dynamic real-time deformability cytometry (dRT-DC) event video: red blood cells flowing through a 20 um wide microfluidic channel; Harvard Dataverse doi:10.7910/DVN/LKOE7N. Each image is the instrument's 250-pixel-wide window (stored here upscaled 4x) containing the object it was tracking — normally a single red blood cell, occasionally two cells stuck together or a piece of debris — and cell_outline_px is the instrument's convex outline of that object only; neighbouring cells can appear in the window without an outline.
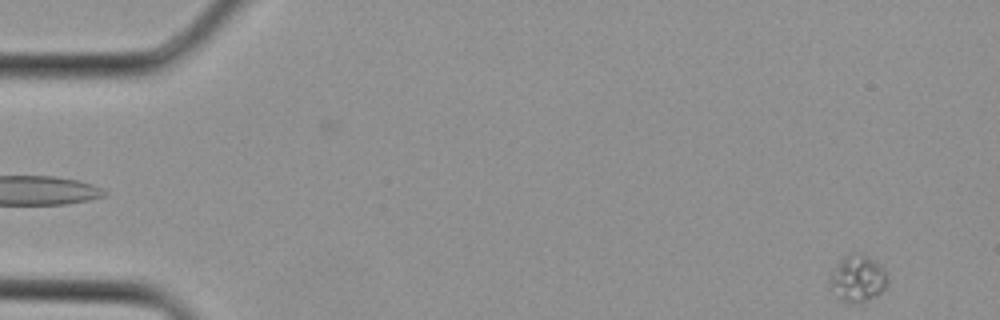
{"species": "Egyptian fruit bat (a non-hibernating species)", "species_latin": "Rousettus aegyptiacus", "temperature_condition": "cold", "stored_images_in_passage": 3, "camera_frame_rate_fps": 3000, "um_per_image_px": 0.085, "animal": {"sex": "female"}, "frame": {"image": 1, "passage_image": 3, "time_ms": 0.667, "image_size_px": [1000, 320], "cell_outline_px": [[888, 284], [880, 292], [856, 304], [844, 304], [828, 288], [828, 280], [832, 272], [840, 260], [844, 256], [852, 252], [864, 256], [880, 264], [884, 268], [888, 280]], "centroid_in_image_um": [72.84, 23.71], "position_along_channel_um": 12.2, "area_um2": 15.72}}